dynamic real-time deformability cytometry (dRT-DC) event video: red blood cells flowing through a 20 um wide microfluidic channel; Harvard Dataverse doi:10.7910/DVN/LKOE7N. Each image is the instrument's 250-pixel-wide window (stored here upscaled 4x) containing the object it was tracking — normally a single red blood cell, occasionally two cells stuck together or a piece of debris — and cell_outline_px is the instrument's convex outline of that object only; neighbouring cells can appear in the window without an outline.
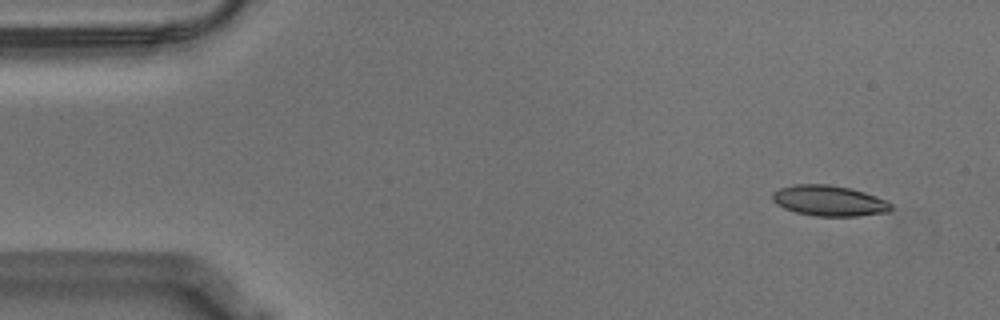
{"species": "Egyptian fruit bat (a non-hibernating species)", "species_latin": "Rousettus aegyptiacus", "temperature_condition": "warm", "stored_images_in_passage": 36, "camera_frame_rate_fps": 3000, "um_per_image_px": 0.085, "animal": {"sex": "male"}, "frame": {"image": 1, "passage_image": 1, "time_ms": 0.0, "image_size_px": [1000, 320], "cell_outline_px": [[892, 208], [888, 212], [856, 216], [816, 216], [796, 212], [784, 208], [776, 204], [772, 200], [772, 192], [780, 188], [792, 184], [828, 184], [848, 188], [864, 192], [888, 200], [892, 204]], "centroid_in_image_um": [70.47, 17.06], "position_along_channel_um": 14.5, "area_um2": 21.21}}
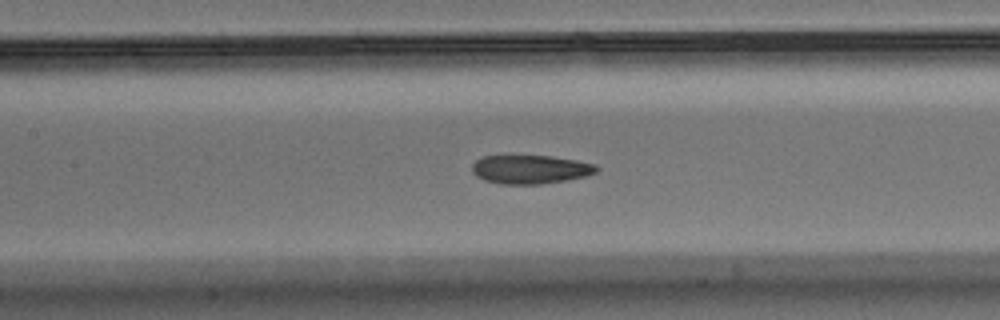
{"frame": {"image": 2, "passage_image": 22, "time_ms": 7.0, "image_size_px": [1000, 320], "cell_outline_px": [[600, 168], [596, 172], [584, 176], [568, 180], [540, 184], [500, 184], [484, 180], [476, 176], [472, 172], [472, 164], [476, 160], [484, 156], [552, 156], [576, 160], [596, 164]], "centroid_in_image_um": [45.08, 14.4], "position_along_channel_um": 162.3, "area_um2": 20.87}}
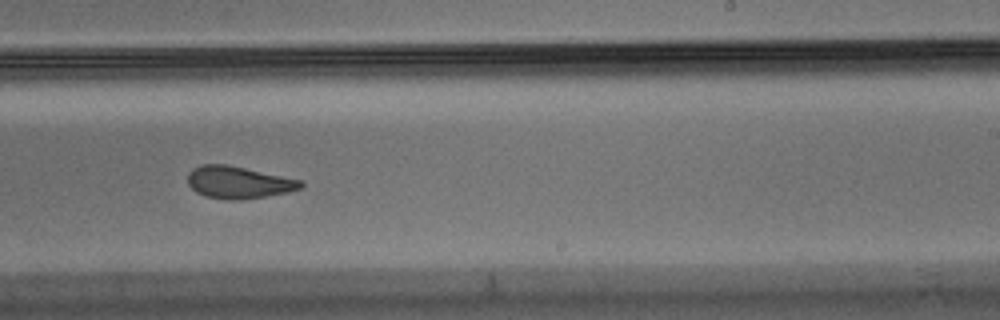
{"frame": {"image": 3, "passage_image": 31, "time_ms": 10.0, "image_size_px": [1000, 320], "cell_outline_px": [[304, 184], [300, 188], [288, 192], [240, 200], [228, 200], [204, 196], [196, 192], [188, 184], [188, 172], [192, 168], [200, 164], [224, 164], [304, 180]], "centroid_in_image_um": [20.25, 15.5], "position_along_channel_um": 268.7, "area_um2": 21.21}}